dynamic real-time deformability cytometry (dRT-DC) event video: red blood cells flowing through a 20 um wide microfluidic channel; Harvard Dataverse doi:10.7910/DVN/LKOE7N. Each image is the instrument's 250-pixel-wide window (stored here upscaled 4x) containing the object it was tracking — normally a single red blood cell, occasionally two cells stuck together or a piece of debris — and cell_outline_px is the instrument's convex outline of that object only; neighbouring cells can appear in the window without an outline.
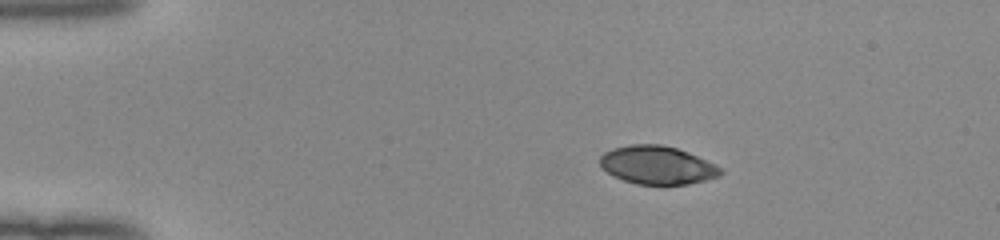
{"species": "human", "species_latin": "Homo sapiens", "temperature_condition": "room temperature", "stored_images_in_passage": 43, "camera_frame_rate_fps": 3000, "um_per_image_px": 0.085, "donor": {"sex": "female"}, "frame": {"image": 1, "passage_image": 1, "time_ms": 0.0, "image_size_px": [1000, 240], "cell_outline_px": [[724, 172], [720, 176], [688, 184], [636, 184], [612, 176], [600, 164], [600, 156], [604, 152], [612, 148], [628, 144], [660, 144], [676, 148], [688, 152], [720, 168]], "centroid_in_image_um": [55.82, 14.03], "position_along_channel_um": 29.2, "area_um2": 26.65}}
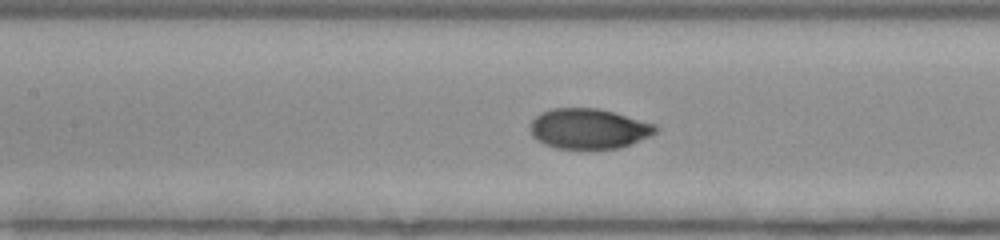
{"frame": {"image": 2, "passage_image": 16, "time_ms": 5.0, "image_size_px": [1000, 240], "cell_outline_px": [[660, 128], [652, 136], [632, 144], [620, 148], [556, 148], [544, 144], [536, 140], [532, 136], [532, 120], [540, 112], [552, 108], [596, 108], [612, 112], [656, 124]], "centroid_in_image_um": [50.07, 10.94], "position_along_channel_um": 157.3, "area_um2": 29.36}}
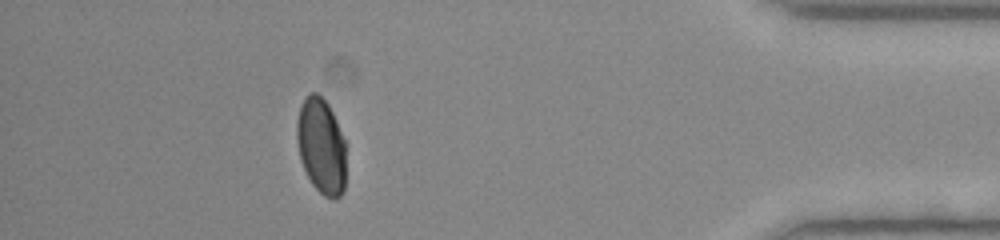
{"frame": {"image": 3, "passage_image": 38, "time_ms": 12.333, "image_size_px": [1000, 240], "cell_outline_px": [[344, 192], [336, 200], [332, 200], [324, 196], [312, 184], [300, 160], [296, 140], [296, 120], [300, 104], [308, 92], [316, 92], [328, 104], [336, 120], [344, 140]], "centroid_in_image_um": [27.27, 12.4], "position_along_channel_um": 407.9, "area_um2": 27.57}, "authors_computed_cell_mechanics": {"area_um2": 29.3624, "velocity_mm_per_s": 4.0243, "shape_relaxation_time_tau1_ms": 5.1031, "shape_relaxation_time_tau2_ms": null, "deformation_change_tau1": 0.1779, "deformation_change_tau2": null}}